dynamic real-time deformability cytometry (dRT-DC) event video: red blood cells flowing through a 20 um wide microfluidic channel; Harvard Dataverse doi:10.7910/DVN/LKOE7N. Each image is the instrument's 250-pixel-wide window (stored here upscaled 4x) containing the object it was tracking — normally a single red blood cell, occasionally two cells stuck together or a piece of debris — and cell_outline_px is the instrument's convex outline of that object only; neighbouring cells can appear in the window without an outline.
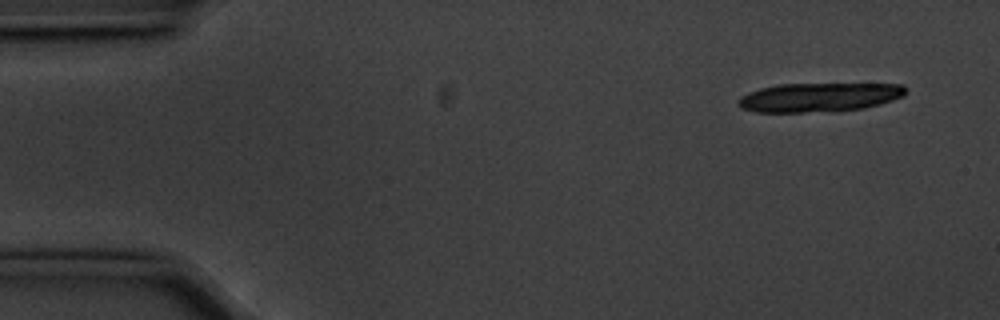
{"species": "common noctule bat (a hibernating species)", "species_latin": "Nyctalus noctula", "temperature_condition": "cold", "stored_images_in_passage": 15, "camera_frame_rate_fps": 3000, "um_per_image_px": 0.085, "animal": {"sex": "male", "body_mass_g": 20.1, "forearm_length_mm": 53.5}, "frame": {"image": 1, "passage_image": 1, "time_ms": 0.0, "image_size_px": [1000, 320], "cell_outline_px": [[904, 96], [880, 104], [864, 108], [804, 112], [756, 112], [740, 108], [736, 104], [736, 100], [740, 96], [748, 92], [760, 88], [776, 84], [904, 84]], "centroid_in_image_um": [69.54, 8.26], "position_along_channel_um": 15.5, "area_um2": 28.21}}